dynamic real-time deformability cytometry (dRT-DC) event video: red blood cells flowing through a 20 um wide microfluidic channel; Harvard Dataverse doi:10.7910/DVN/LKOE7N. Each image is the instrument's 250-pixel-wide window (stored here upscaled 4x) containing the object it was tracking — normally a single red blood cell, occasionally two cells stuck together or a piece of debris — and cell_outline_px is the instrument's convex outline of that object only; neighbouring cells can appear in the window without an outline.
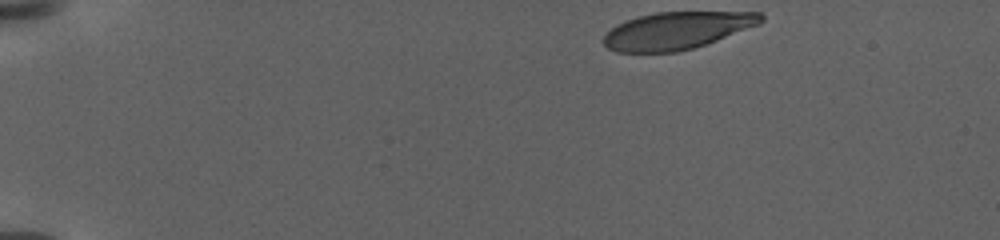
{"species": "human", "species_latin": "Homo sapiens", "temperature_condition": "warm", "stored_images_in_passage": 24, "camera_frame_rate_fps": 3000, "um_per_image_px": 0.085, "donor": {"sex": "female"}, "frame": {"image": 1, "passage_image": 1, "time_ms": 0.0, "image_size_px": [1000, 240], "cell_outline_px": [[764, 20], [760, 24], [716, 40], [692, 48], [676, 52], [616, 52], [608, 48], [604, 44], [604, 36], [616, 24], [640, 16], [656, 12], [760, 12], [764, 16]], "centroid_in_image_um": [57.54, 2.59], "position_along_channel_um": 27.5, "area_um2": 33.87}}
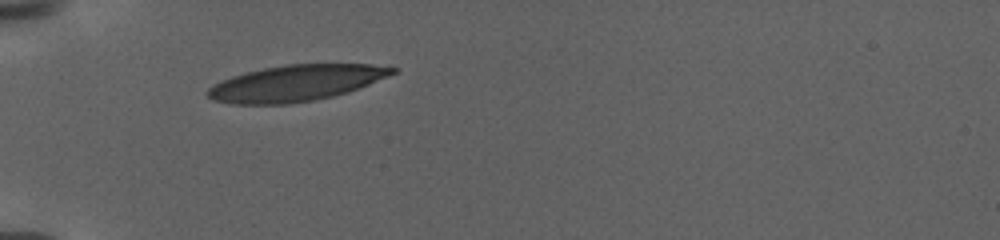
{"frame": {"image": 2, "passage_image": 23, "time_ms": 4.333, "image_size_px": [1000, 240], "cell_outline_px": [[396, 72], [388, 76], [360, 88], [348, 92], [332, 96], [312, 100], [288, 104], [232, 104], [212, 100], [204, 92], [212, 84], [220, 80], [244, 72], [284, 64], [372, 64], [396, 68]], "centroid_in_image_um": [25.1, 7.06], "position_along_channel_um": 59.9, "area_um2": 38.96}}